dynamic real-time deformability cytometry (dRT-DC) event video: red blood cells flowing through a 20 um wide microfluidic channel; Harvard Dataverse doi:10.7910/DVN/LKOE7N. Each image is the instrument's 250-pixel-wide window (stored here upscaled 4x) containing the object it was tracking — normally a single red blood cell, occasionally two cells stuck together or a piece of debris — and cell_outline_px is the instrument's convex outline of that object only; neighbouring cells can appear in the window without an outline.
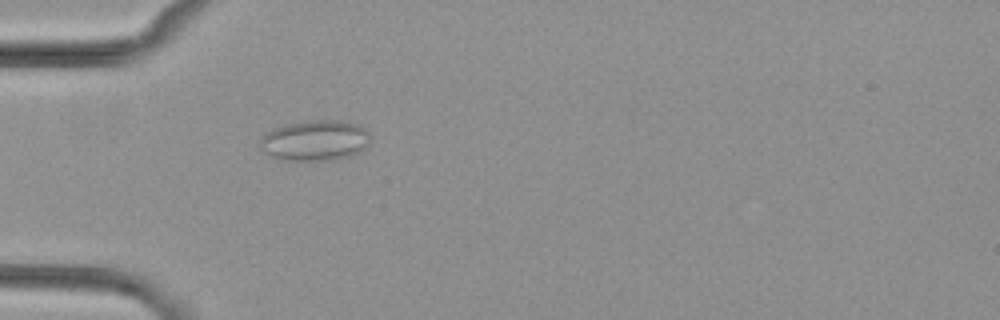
{"species": "common noctule bat (a hibernating species)", "species_latin": "Nyctalus noctula", "temperature_condition": "cold", "stored_images_in_passage": 2, "camera_frame_rate_fps": 3000, "um_per_image_px": 0.085, "animal": {"sex": "female", "body_mass_g": 29.2, "forearm_length_mm": 56.3}, "frame": {"image": 1, "passage_image": 2, "time_ms": 1.333, "image_size_px": [1000, 320], "cell_outline_px": [[368, 144], [360, 152], [348, 156], [332, 160], [280, 160], [264, 152], [260, 144], [260, 140], [272, 128], [288, 124], [312, 120], [336, 120], [360, 124], [368, 132]], "centroid_in_image_um": [26.79, 11.94], "position_along_channel_um": 58.2, "area_um2": 25.89}}